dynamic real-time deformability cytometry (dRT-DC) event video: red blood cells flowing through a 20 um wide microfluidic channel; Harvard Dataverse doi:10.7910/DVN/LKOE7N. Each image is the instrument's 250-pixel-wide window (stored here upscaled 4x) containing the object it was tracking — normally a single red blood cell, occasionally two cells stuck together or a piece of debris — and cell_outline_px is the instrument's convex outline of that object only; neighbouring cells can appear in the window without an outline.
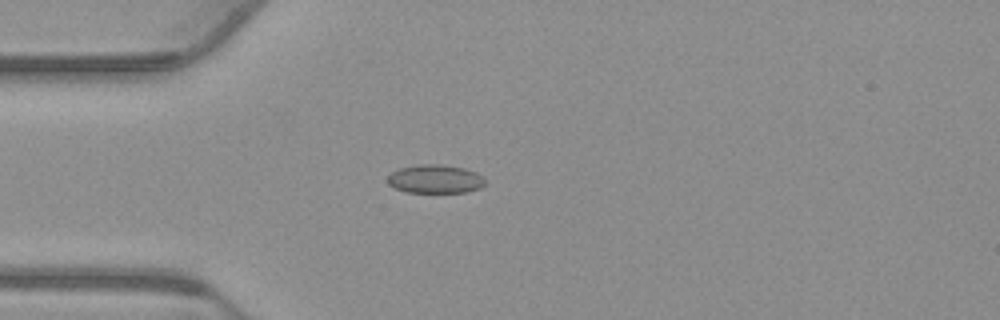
{"species": "common noctule bat (a hibernating species)", "species_latin": "Nyctalus noctula", "temperature_condition": "warm", "stored_images_in_passage": 55, "camera_frame_rate_fps": 3000, "um_per_image_px": 0.085, "animal": {"sex": "male", "body_mass_g": 23.1, "forearm_length_mm": 52.7}, "frame": {"image": 1, "passage_image": 15, "time_ms": 4.667, "image_size_px": [1000, 320], "cell_outline_px": [[488, 180], [480, 188], [468, 192], [404, 192], [388, 184], [388, 176], [392, 172], [400, 168], [416, 164], [444, 164], [464, 168], [476, 172], [484, 176]], "centroid_in_image_um": [37.03, 15.21], "position_along_channel_um": 48.0, "area_um2": 16.47}}
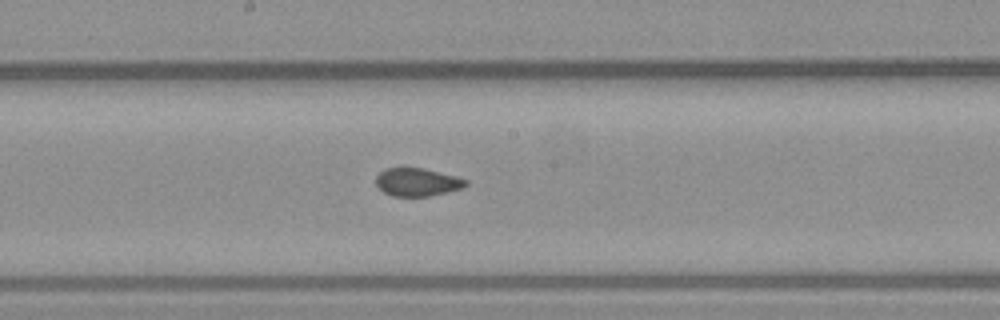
{"frame": {"image": 2, "passage_image": 29, "time_ms": 9.333, "image_size_px": [1000, 320], "cell_outline_px": [[468, 184], [464, 188], [428, 196], [392, 196], [384, 192], [376, 184], [376, 176], [384, 168], [400, 164], [424, 168], [456, 176], [468, 180]], "centroid_in_image_um": [35.44, 15.42], "position_along_channel_um": 212.8, "area_um2": 15.26}}
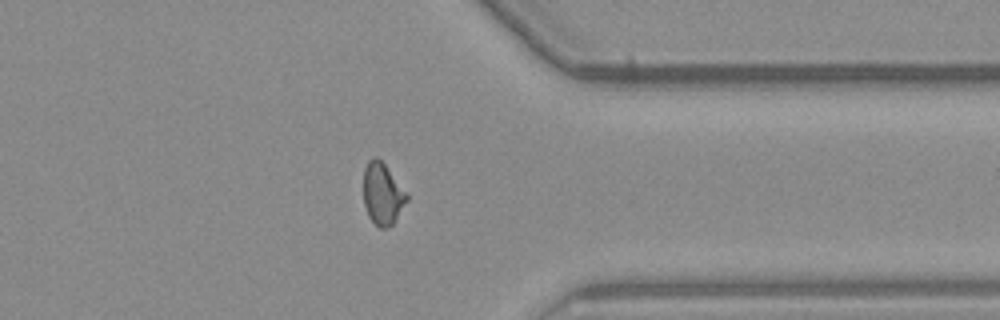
{"frame": {"image": 3, "passage_image": 43, "time_ms": 14.0, "image_size_px": [1000, 320], "cell_outline_px": [[408, 200], [392, 224], [384, 228], [380, 228], [368, 216], [364, 204], [364, 168], [368, 160], [372, 156], [376, 156], [384, 164], [408, 192]], "centroid_in_image_um": [32.52, 16.45], "position_along_channel_um": 378.9, "area_um2": 15.55}, "authors_computed_cell_mechanics": {"area_um2": 15.7216, "velocity_mm_per_s": 3.7588, "shape_relaxation_time_tau1_ms": null, "shape_relaxation_time_tau2_ms": 1.6811, "deformation_change_tau1": null, "deformation_change_tau2": 0.0636}}